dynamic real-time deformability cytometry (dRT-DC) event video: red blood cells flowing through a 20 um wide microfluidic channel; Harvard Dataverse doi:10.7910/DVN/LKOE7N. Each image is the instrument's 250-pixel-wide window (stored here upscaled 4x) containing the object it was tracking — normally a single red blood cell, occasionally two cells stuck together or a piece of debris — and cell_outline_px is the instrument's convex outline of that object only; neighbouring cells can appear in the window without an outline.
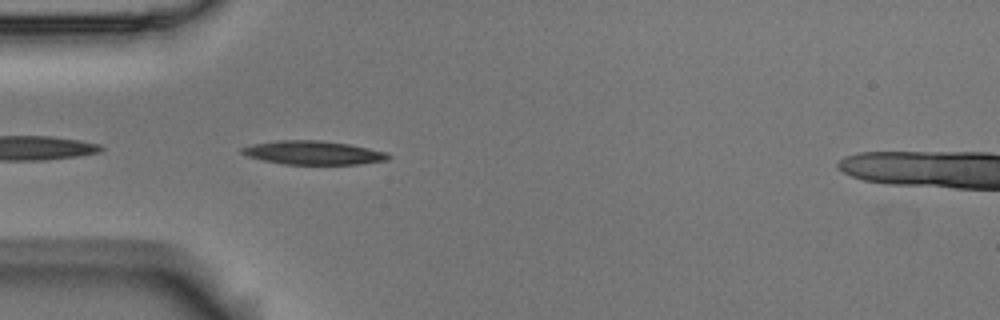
{"species": "Egyptian fruit bat (a non-hibernating species)", "species_latin": "Rousettus aegyptiacus", "temperature_condition": "room temperature", "stored_images_in_passage": 9, "camera_frame_rate_fps": 3000, "um_per_image_px": 0.085, "animal": {"sex": "male"}, "frame": {"image": 1, "passage_image": 2, "time_ms": 0.333, "image_size_px": [1000, 320], "cell_outline_px": [[392, 156], [388, 160], [360, 164], [284, 164], [264, 160], [248, 156], [240, 152], [240, 148], [252, 144], [276, 140], [320, 140], [348, 144], [388, 152]], "centroid_in_image_um": [26.64, 12.98], "position_along_channel_um": 58.4, "area_um2": 20.23}}
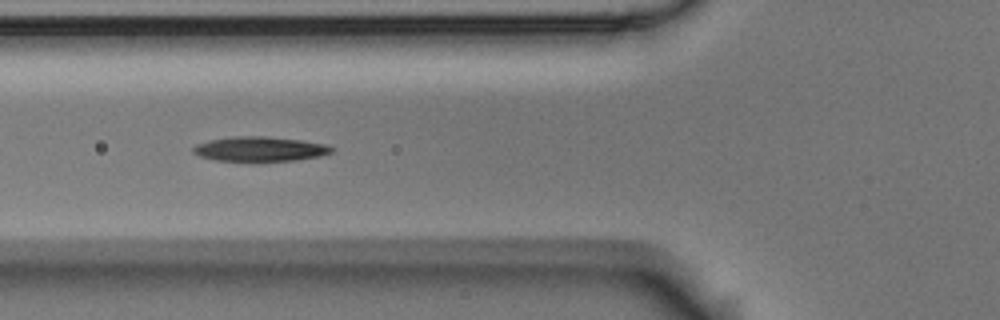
{"frame": {"image": 2, "passage_image": 6, "time_ms": 1.667, "image_size_px": [1000, 320], "cell_outline_px": [[332, 152], [320, 156], [296, 160], [216, 160], [200, 156], [192, 152], [192, 148], [196, 144], [208, 140], [232, 136], [264, 136], [300, 140], [324, 144], [332, 148]], "centroid_in_image_um": [22.04, 12.65], "position_along_channel_um": 103.8, "area_um2": 19.54}}
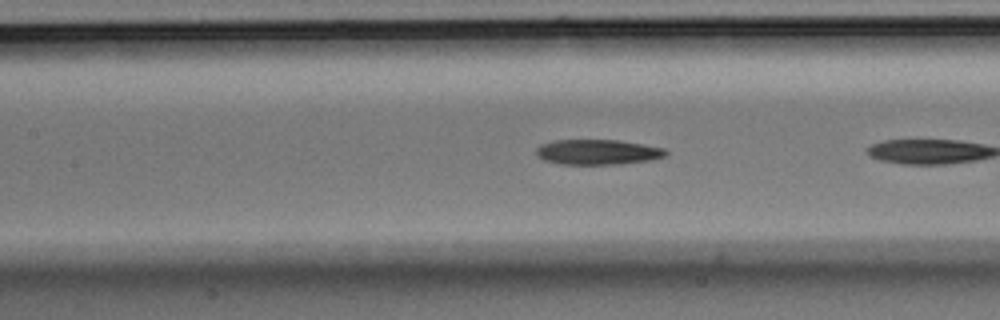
{"frame": {"image": 3, "passage_image": 8, "time_ms": 2.333, "image_size_px": [1000, 320], "cell_outline_px": [[668, 152], [664, 156], [652, 160], [620, 164], [560, 164], [544, 160], [536, 156], [536, 148], [540, 144], [556, 140], [616, 140], [664, 148]], "centroid_in_image_um": [50.76, 12.93], "position_along_channel_um": 156.6, "area_um2": 18.96}}